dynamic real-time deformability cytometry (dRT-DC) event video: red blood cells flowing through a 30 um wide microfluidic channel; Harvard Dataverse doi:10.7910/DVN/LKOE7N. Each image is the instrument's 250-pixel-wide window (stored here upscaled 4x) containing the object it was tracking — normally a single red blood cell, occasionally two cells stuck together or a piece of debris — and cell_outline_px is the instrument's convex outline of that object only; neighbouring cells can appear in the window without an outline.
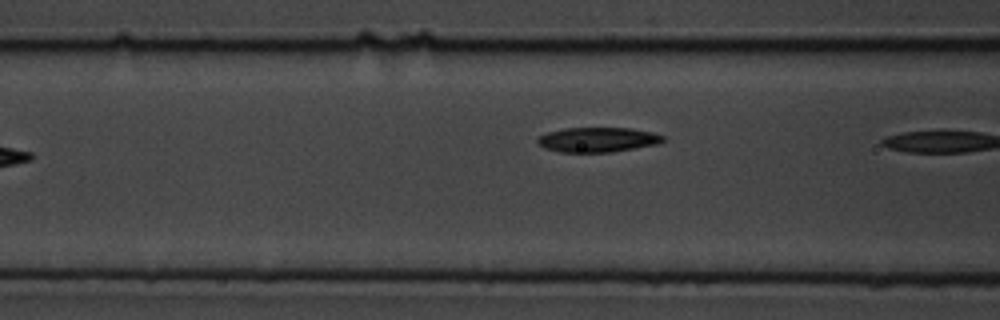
{"species": "common noctule bat (a hibernating species)", "species_latin": "Nyctalus noctula", "temperature_condition": "cold", "stored_images_in_passage": 7, "camera_frame_rate_fps": 3000, "um_per_image_px": 0.085, "animal": {"sex": "male", "body_mass_g": 19.5, "forearm_length_mm": 54.6}, "frame": {"image": 1, "passage_image": 6, "time_ms": 1.667, "image_size_px": [1000, 320], "cell_outline_px": [[664, 140], [656, 144], [612, 152], [560, 152], [544, 148], [536, 144], [536, 140], [540, 136], [548, 132], [564, 128], [632, 128], [652, 132], [664, 136]], "centroid_in_image_um": [50.77, 11.87], "position_along_channel_um": 115.8, "area_um2": 18.09}}